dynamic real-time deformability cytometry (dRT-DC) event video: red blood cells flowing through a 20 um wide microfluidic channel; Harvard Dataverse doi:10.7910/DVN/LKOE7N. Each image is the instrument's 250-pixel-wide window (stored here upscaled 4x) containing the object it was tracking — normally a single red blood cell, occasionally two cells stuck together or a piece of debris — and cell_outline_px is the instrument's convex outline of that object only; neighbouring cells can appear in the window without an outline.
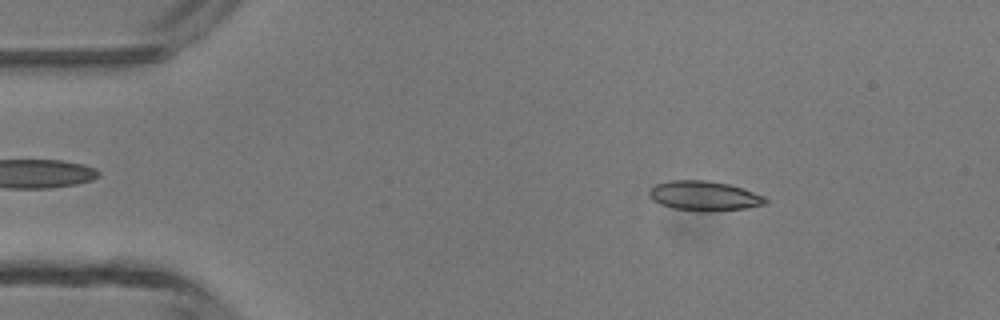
{"species": "common noctule bat (a hibernating species)", "species_latin": "Nyctalus noctula", "temperature_condition": "room temperature", "stored_images_in_passage": 46, "camera_frame_rate_fps": 3000, "um_per_image_px": 0.085, "animal": {"sex": "male", "body_mass_g": 13.3}, "frame": {"image": 1, "passage_image": 7, "time_ms": 2.0, "image_size_px": [1000, 320], "cell_outline_px": [[768, 200], [764, 204], [744, 208], [704, 212], [700, 212], [672, 208], [660, 204], [652, 200], [648, 196], [648, 192], [656, 184], [668, 180], [708, 180], [728, 184], [744, 188], [764, 196]], "centroid_in_image_um": [59.82, 16.64], "position_along_channel_um": 25.2, "area_um2": 20.23}}
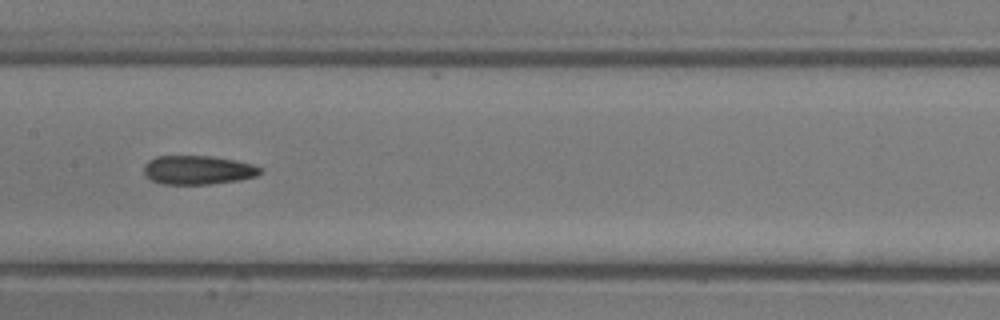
{"frame": {"image": 2, "passage_image": 23, "time_ms": 7.333, "image_size_px": [1000, 320], "cell_outline_px": [[260, 172], [256, 176], [240, 180], [208, 184], [160, 184], [152, 180], [144, 172], [144, 164], [148, 160], [156, 156], [212, 156], [252, 164], [260, 168]], "centroid_in_image_um": [16.78, 14.45], "position_along_channel_um": 190.6, "area_um2": 19.42}}
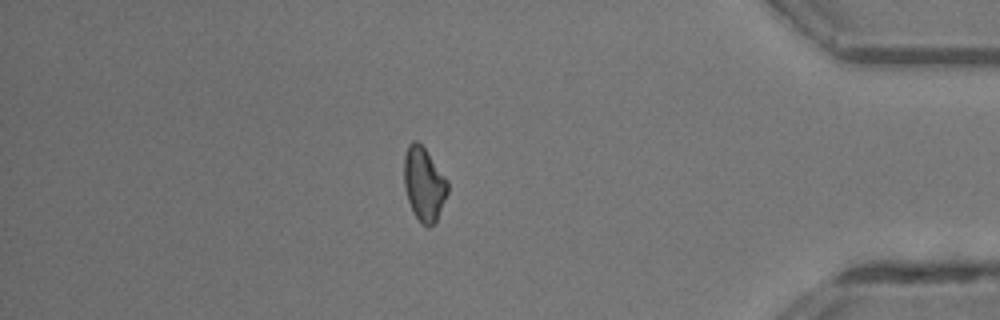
{"frame": {"image": 3, "passage_image": 40, "time_ms": 13.0, "image_size_px": [1000, 320], "cell_outline_px": [[448, 192], [436, 220], [428, 228], [420, 224], [408, 200], [404, 184], [404, 156], [408, 144], [412, 140], [416, 140], [424, 148], [448, 180]], "centroid_in_image_um": [36.03, 15.64], "position_along_channel_um": 399.2, "area_um2": 18.55}, "authors_computed_cell_mechanics": {"area_um2": 19.2474, "velocity_mm_per_s": 4.3751, "shape_relaxation_time_tau1_ms": 4.113, "shape_relaxation_time_tau2_ms": 3.5778, "deformation_change_tau1": 0.1244, "deformation_change_tau2": 0.1307}}